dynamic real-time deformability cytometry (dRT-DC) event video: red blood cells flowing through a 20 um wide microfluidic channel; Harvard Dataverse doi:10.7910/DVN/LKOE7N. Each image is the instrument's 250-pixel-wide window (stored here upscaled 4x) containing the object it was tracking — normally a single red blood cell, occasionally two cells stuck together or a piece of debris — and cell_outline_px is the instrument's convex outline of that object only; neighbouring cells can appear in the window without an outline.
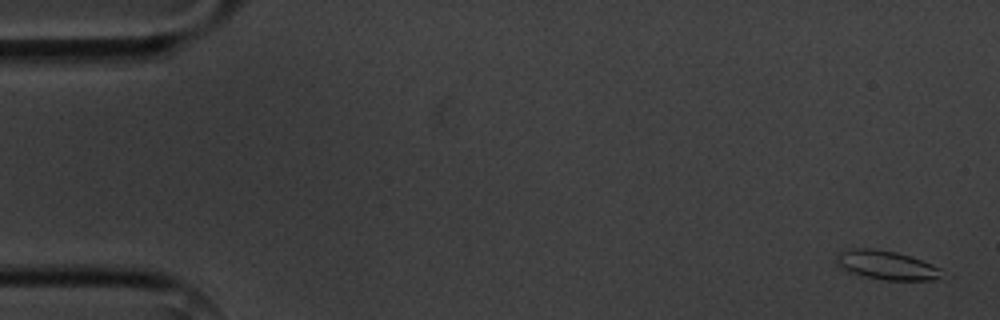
{"species": "common noctule bat (a hibernating species)", "species_latin": "Nyctalus noctula", "temperature_condition": "cold", "stored_images_in_passage": 5, "camera_frame_rate_fps": 3000, "um_per_image_px": 0.085, "animal": {"sex": "male", "body_mass_g": 20.1, "forearm_length_mm": 53.5}, "frame": {"image": 1, "passage_image": 1, "time_ms": 0.0, "image_size_px": [1000, 320], "cell_outline_px": [[944, 272], [940, 276], [932, 280], [884, 280], [864, 276], [848, 272], [840, 268], [836, 264], [836, 252], [852, 248], [868, 248], [896, 252], [912, 256], [932, 264], [940, 268]], "centroid_in_image_um": [75.3, 22.53], "position_along_channel_um": 9.7, "area_um2": 17.98}}
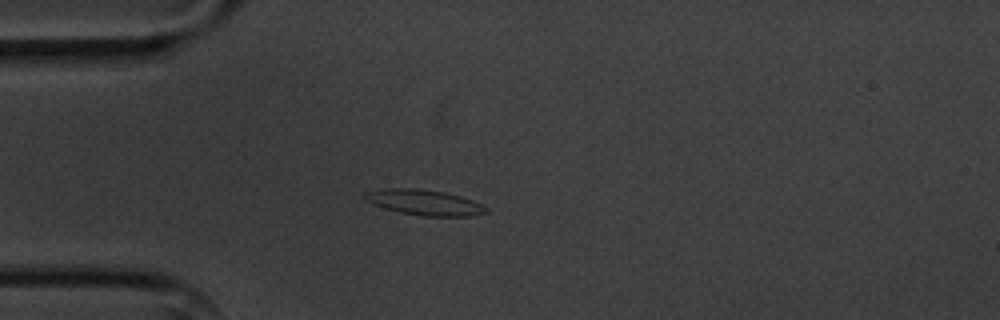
{"frame": {"image": 2, "passage_image": 5, "time_ms": 4.333, "image_size_px": [1000, 320], "cell_outline_px": [[488, 212], [472, 216], [420, 216], [400, 212], [384, 208], [372, 204], [364, 196], [364, 192], [388, 188], [416, 188], [444, 192], [460, 196], [472, 200], [488, 208]], "centroid_in_image_um": [36.08, 17.21], "position_along_channel_um": 48.9, "area_um2": 17.92}}